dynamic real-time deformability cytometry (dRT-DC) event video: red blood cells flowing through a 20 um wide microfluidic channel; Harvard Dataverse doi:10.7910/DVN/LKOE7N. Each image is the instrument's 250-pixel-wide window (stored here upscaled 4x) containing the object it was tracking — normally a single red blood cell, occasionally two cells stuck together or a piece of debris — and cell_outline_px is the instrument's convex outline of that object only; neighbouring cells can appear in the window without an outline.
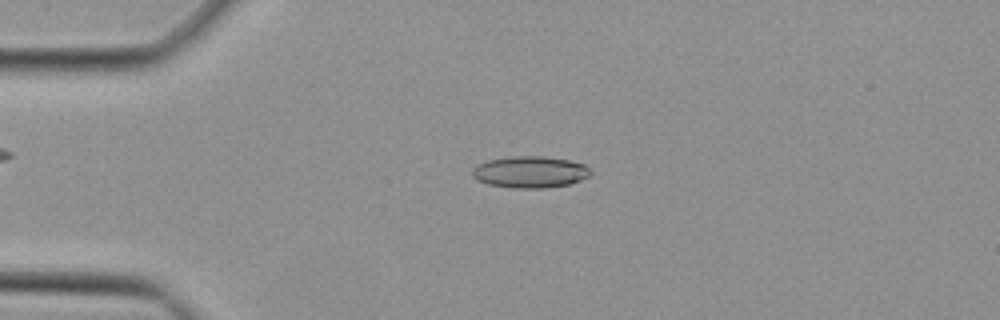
{"species": "Egyptian fruit bat (a non-hibernating species)", "species_latin": "Rousettus aegyptiacus", "temperature_condition": "cold", "stored_images_in_passage": 45, "camera_frame_rate_fps": 3000, "um_per_image_px": 0.085, "animal": {"sex": "female"}, "frame": {"image": 1, "passage_image": 10, "time_ms": 3.0, "image_size_px": [1000, 320], "cell_outline_px": [[592, 172], [588, 176], [580, 180], [568, 184], [544, 188], [512, 188], [488, 184], [476, 180], [472, 176], [472, 168], [476, 164], [488, 160], [512, 156], [544, 156], [568, 160], [584, 164]], "centroid_in_image_um": [45.01, 14.62], "position_along_channel_um": 40.0, "area_um2": 21.85}}
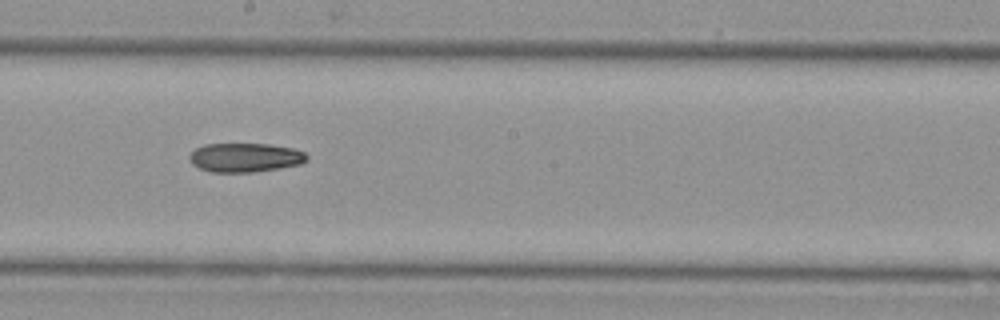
{"frame": {"image": 2, "passage_image": 25, "time_ms": 8.0, "image_size_px": [1000, 320], "cell_outline_px": [[308, 160], [300, 164], [280, 168], [252, 172], [208, 172], [192, 164], [188, 156], [196, 148], [204, 144], [268, 144], [292, 148], [304, 152], [308, 156]], "centroid_in_image_um": [20.83, 13.39], "position_along_channel_um": 227.4, "area_um2": 19.88}}
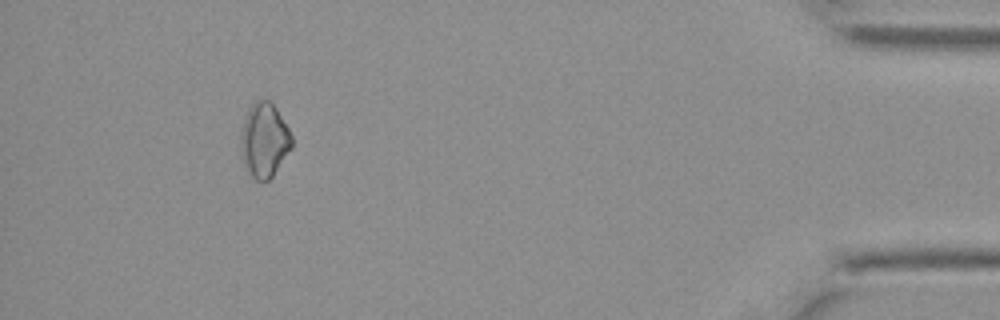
{"frame": {"image": 3, "passage_image": 42, "time_ms": 13.667, "image_size_px": [1000, 320], "cell_outline_px": [[292, 148], [272, 176], [268, 180], [256, 180], [248, 172], [240, 148], [240, 136], [244, 120], [248, 108], [256, 100], [268, 100], [276, 108], [288, 128], [292, 136]], "centroid_in_image_um": [22.46, 11.9], "position_along_channel_um": 412.7, "area_um2": 21.85}}